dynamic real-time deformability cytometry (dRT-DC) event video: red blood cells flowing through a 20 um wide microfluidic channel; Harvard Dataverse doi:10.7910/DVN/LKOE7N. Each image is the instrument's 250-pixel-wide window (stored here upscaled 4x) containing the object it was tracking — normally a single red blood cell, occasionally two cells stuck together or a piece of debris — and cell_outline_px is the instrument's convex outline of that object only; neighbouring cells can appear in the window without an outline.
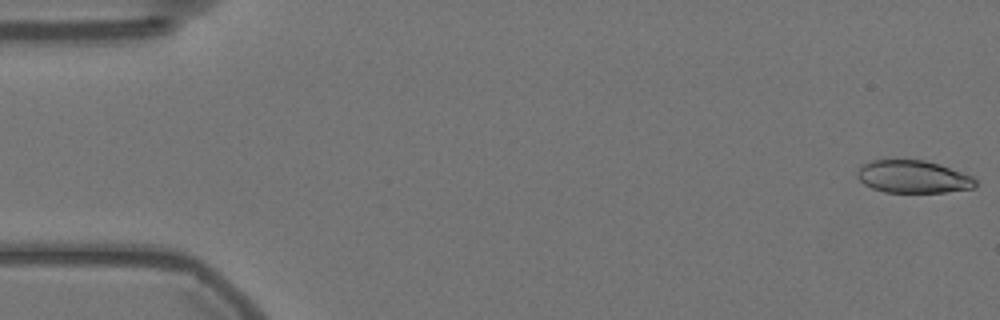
{"species": "Egyptian fruit bat (a non-hibernating species)", "species_latin": "Rousettus aegyptiacus", "temperature_condition": "warm", "stored_images_in_passage": 49, "camera_frame_rate_fps": 3000, "um_per_image_px": 0.085, "animal": {"sex": "female"}, "frame": {"image": 1, "passage_image": 1, "time_ms": 0.0, "image_size_px": [1000, 320], "cell_outline_px": [[976, 184], [972, 188], [944, 192], [884, 192], [872, 188], [864, 184], [856, 176], [856, 172], [860, 164], [872, 160], [924, 160], [940, 164], [972, 176], [976, 180]], "centroid_in_image_um": [77.57, 15.01], "position_along_channel_um": 7.4, "area_um2": 22.48}}
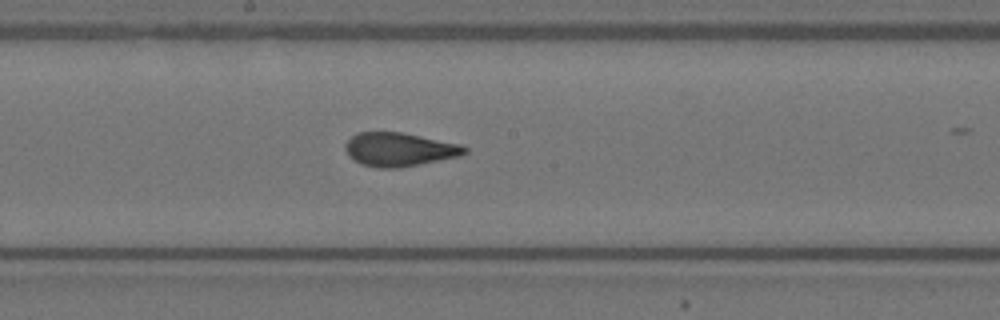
{"frame": {"image": 2, "passage_image": 30, "time_ms": 9.667, "image_size_px": [1000, 320], "cell_outline_px": [[468, 152], [460, 156], [400, 168], [376, 168], [364, 164], [348, 156], [344, 148], [344, 144], [352, 136], [360, 132], [400, 132], [464, 144], [468, 148]], "centroid_in_image_um": [33.98, 12.7], "position_along_channel_um": 214.2, "area_um2": 23.52}}
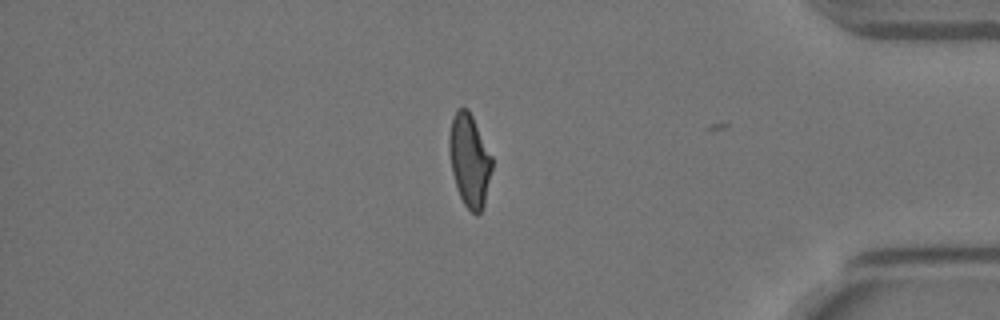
{"frame": {"image": 3, "passage_image": 48, "time_ms": 15.667, "image_size_px": [1000, 320], "cell_outline_px": [[492, 168], [484, 204], [480, 212], [476, 216], [464, 204], [456, 188], [452, 172], [448, 148], [448, 136], [452, 116], [456, 108], [468, 108], [492, 156]], "centroid_in_image_um": [39.88, 13.6], "position_along_channel_um": 395.3, "area_um2": 23.18}, "authors_computed_cell_mechanics": {"area_um2": 23.7558, "velocity_mm_per_s": 3.5511, "shape_relaxation_time_tau1_ms": 6.1736, "shape_relaxation_time_tau2_ms": 1.0429, "deformation_change_tau1": 0.2026, "deformation_change_tau2": 0.0721}}